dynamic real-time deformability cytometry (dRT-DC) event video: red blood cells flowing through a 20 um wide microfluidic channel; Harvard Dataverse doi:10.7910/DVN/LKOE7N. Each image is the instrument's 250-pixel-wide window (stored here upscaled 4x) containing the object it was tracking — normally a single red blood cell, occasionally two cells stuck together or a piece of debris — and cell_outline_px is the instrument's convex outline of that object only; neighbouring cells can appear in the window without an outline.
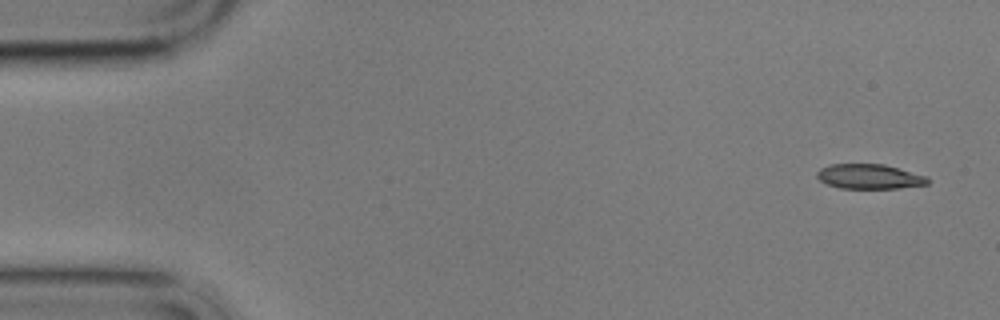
{"species": "common noctule bat (a hibernating species)", "species_latin": "Nyctalus noctula", "temperature_condition": "cold", "stored_images_in_passage": 5, "camera_frame_rate_fps": 3000, "um_per_image_px": 0.085, "animal": {"sex": "male", "body_mass_g": 17.9}, "frame": {"image": 1, "passage_image": 1, "time_ms": 0.0, "image_size_px": [1000, 320], "cell_outline_px": [[928, 184], [900, 188], [840, 188], [828, 184], [820, 180], [816, 176], [816, 172], [820, 168], [828, 164], [884, 164], [928, 176]], "centroid_in_image_um": [73.89, 15.0], "position_along_channel_um": 11.1, "area_um2": 16.01}}
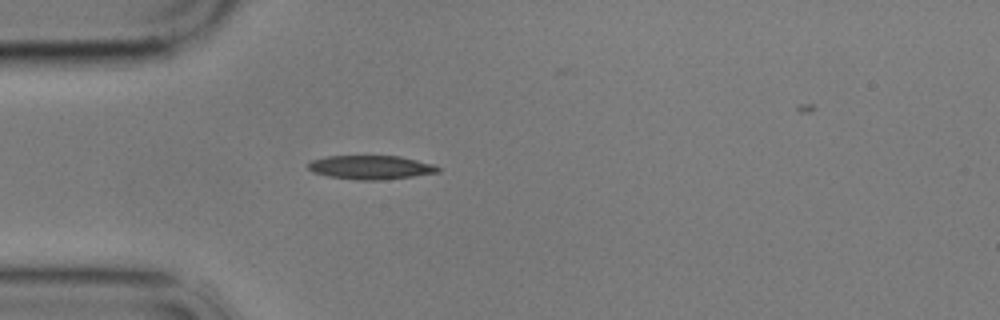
{"frame": {"image": 2, "passage_image": 5, "time_ms": 4.333, "image_size_px": [1000, 320], "cell_outline_px": [[440, 172], [412, 176], [380, 180], [356, 180], [328, 176], [312, 172], [308, 168], [308, 164], [312, 160], [328, 156], [400, 156], [432, 164], [440, 168]], "centroid_in_image_um": [31.5, 14.23], "position_along_channel_um": 53.5, "area_um2": 17.92}}